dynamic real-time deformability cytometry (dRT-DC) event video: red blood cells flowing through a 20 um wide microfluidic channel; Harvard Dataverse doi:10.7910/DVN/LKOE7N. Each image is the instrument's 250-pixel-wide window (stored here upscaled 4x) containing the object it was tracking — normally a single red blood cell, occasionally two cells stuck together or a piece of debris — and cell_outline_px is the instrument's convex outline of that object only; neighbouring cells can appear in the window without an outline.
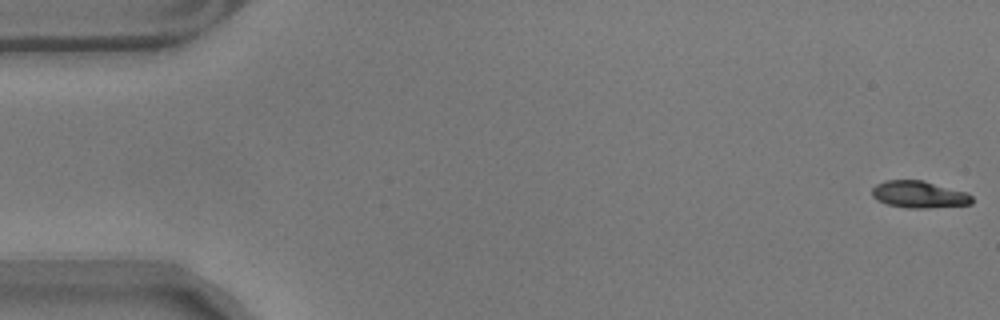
{"species": "common noctule bat (a hibernating species)", "species_latin": "Nyctalus noctula", "temperature_condition": "warm", "stored_images_in_passage": 57, "camera_frame_rate_fps": 3000, "um_per_image_px": 0.085, "animal": {"sex": "male", "body_mass_g": 17.9}, "frame": {"image": 1, "passage_image": 1, "time_ms": 0.0, "image_size_px": [1000, 320], "cell_outline_px": [[972, 204], [924, 208], [908, 208], [888, 204], [876, 200], [872, 196], [872, 188], [876, 184], [884, 180], [920, 180], [964, 192], [972, 196]], "centroid_in_image_um": [78.06, 16.53], "position_along_channel_um": 6.9, "area_um2": 15.43}}
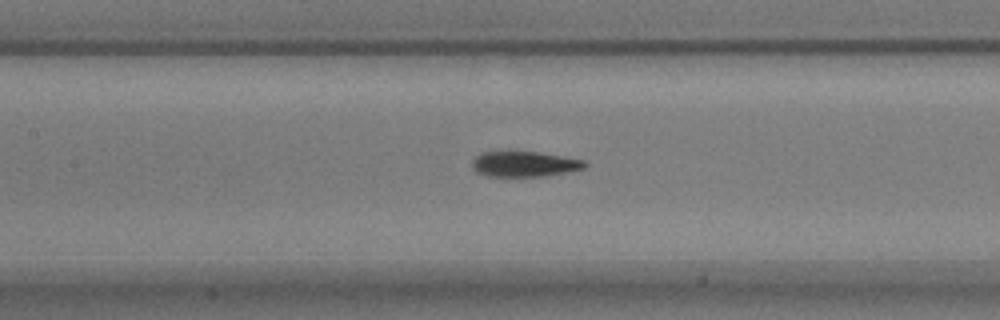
{"frame": {"image": 2, "passage_image": 26, "time_ms": 8.333, "image_size_px": [1000, 320], "cell_outline_px": [[588, 164], [584, 168], [544, 176], [488, 176], [476, 172], [472, 168], [472, 160], [480, 152], [536, 152], [584, 160]], "centroid_in_image_um": [44.53, 13.94], "position_along_channel_um": 162.9, "area_um2": 16.42}}
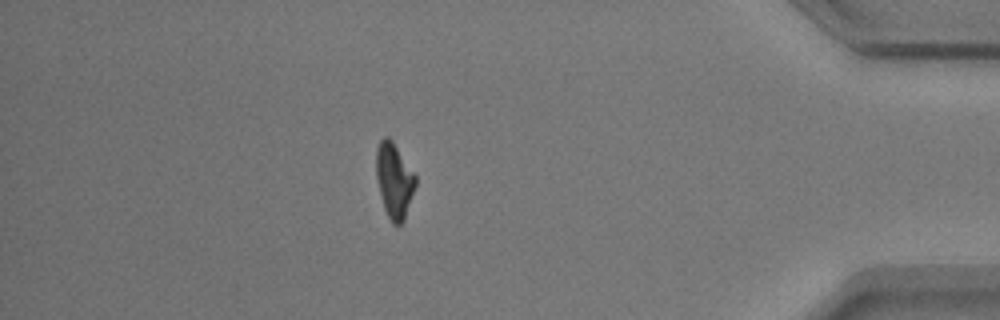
{"frame": {"image": 3, "passage_image": 50, "time_ms": 16.333, "image_size_px": [1000, 320], "cell_outline_px": [[416, 184], [404, 220], [400, 224], [392, 224], [384, 208], [380, 196], [376, 176], [376, 148], [380, 140], [384, 136], [388, 136], [392, 140], [416, 176]], "centroid_in_image_um": [33.49, 15.32], "position_along_channel_um": 401.7, "area_um2": 17.11}, "authors_computed_cell_mechanics": {"area_um2": 16.9932, "velocity_mm_per_s": 3.5257, "shape_relaxation_time_tau1_ms": 2.8668, "shape_relaxation_time_tau2_ms": 2.3668, "deformation_change_tau1": 0.1774, "deformation_change_tau2": 0.0951}}